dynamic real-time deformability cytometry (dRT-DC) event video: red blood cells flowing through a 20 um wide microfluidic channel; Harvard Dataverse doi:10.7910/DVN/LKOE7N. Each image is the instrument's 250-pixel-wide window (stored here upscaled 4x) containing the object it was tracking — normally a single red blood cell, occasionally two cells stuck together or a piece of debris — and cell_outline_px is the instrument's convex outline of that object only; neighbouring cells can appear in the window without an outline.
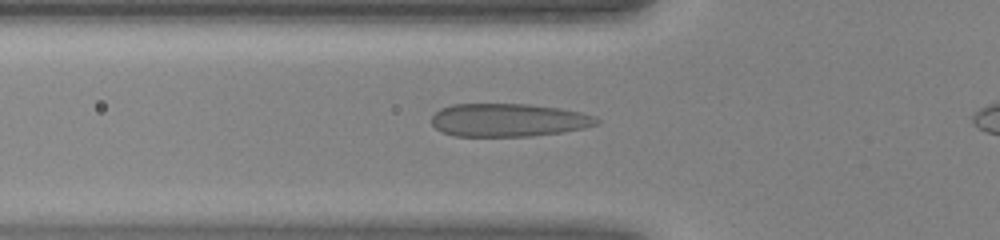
{"species": "human", "species_latin": "Homo sapiens", "temperature_condition": "warm", "stored_images_in_passage": 33, "camera_frame_rate_fps": 3000, "um_per_image_px": 0.085, "donor": {"sex": "female"}, "frame": {"image": 1, "passage_image": 9, "time_ms": 2.667, "image_size_px": [1000, 240], "cell_outline_px": [[600, 124], [584, 128], [560, 132], [532, 136], [456, 136], [440, 132], [432, 124], [432, 116], [440, 108], [452, 104], [528, 104], [560, 108], [580, 112], [596, 116], [600, 120]], "centroid_in_image_um": [43.23, 10.2], "position_along_channel_um": 82.6, "area_um2": 32.02}}
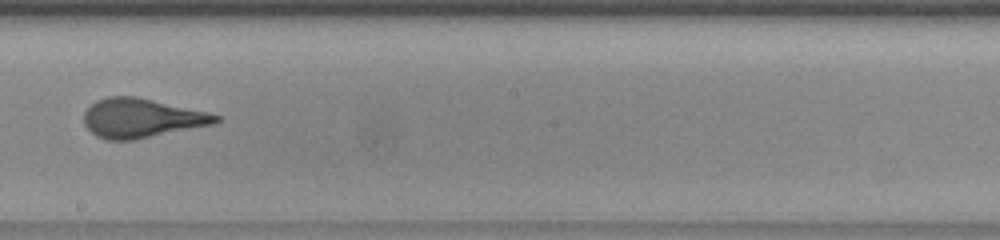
{"frame": {"image": 2, "passage_image": 19, "time_ms": 6.0, "image_size_px": [1000, 240], "cell_outline_px": [[220, 120], [216, 124], [132, 140], [108, 140], [96, 136], [84, 124], [84, 112], [96, 100], [108, 96], [136, 96], [208, 112], [220, 116]], "centroid_in_image_um": [12.04, 10.04], "position_along_channel_um": 236.2, "area_um2": 30.06}}
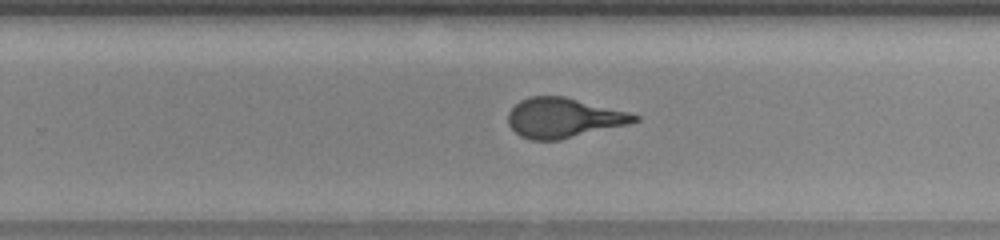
{"frame": {"image": 3, "passage_image": 22, "time_ms": 7.0, "image_size_px": [1000, 240], "cell_outline_px": [[640, 120], [628, 124], [560, 140], [532, 140], [520, 136], [508, 124], [508, 112], [520, 100], [528, 96], [564, 96], [628, 112], [640, 116]], "centroid_in_image_um": [47.88, 10.02], "position_along_channel_um": 281.9, "area_um2": 29.19}}